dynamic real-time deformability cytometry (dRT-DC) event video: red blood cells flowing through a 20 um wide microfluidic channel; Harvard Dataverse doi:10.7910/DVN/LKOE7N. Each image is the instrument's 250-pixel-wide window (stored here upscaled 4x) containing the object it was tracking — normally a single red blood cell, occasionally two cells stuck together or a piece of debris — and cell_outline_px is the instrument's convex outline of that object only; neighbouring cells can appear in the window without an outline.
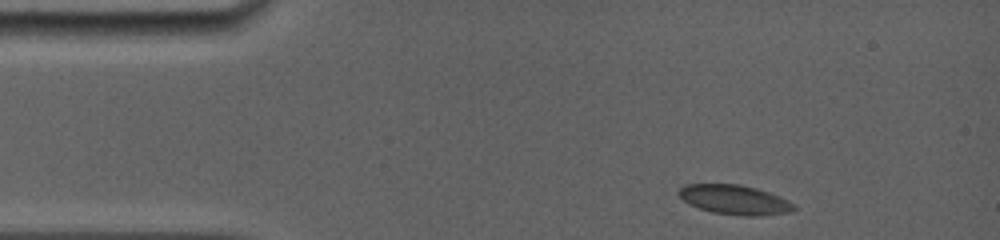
{"species": "common noctule bat (a hibernating species)", "species_latin": "Nyctalus noctula", "temperature_condition": "room temperature", "stored_images_in_passage": 6, "camera_frame_rate_fps": 5000, "um_per_image_px": 0.085, "animal": {"sex": "female", "body_mass_g": 19.0, "forearm_length_mm": 56.7}, "frame": {"image": 1, "passage_image": 1, "time_ms": 0.0, "image_size_px": [1000, 240], "cell_outline_px": [[796, 208], [788, 212], [760, 216], [748, 216], [712, 212], [688, 204], [680, 196], [680, 188], [684, 184], [740, 184], [756, 188], [780, 196], [796, 204]], "centroid_in_image_um": [62.47, 16.97], "position_along_channel_um": 22.5, "area_um2": 19.71}}